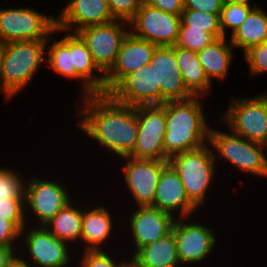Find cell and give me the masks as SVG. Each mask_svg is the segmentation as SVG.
Listing matches in <instances>:
<instances>
[{
  "mask_svg": "<svg viewBox=\"0 0 267 267\" xmlns=\"http://www.w3.org/2000/svg\"><path fill=\"white\" fill-rule=\"evenodd\" d=\"M255 6H257L256 2L254 4L224 3L220 14L222 36L231 37ZM228 31H230V33H228ZM228 34H230V36Z\"/></svg>",
  "mask_w": 267,
  "mask_h": 267,
  "instance_id": "f546056e",
  "label": "cell"
},
{
  "mask_svg": "<svg viewBox=\"0 0 267 267\" xmlns=\"http://www.w3.org/2000/svg\"><path fill=\"white\" fill-rule=\"evenodd\" d=\"M180 27L204 29V32L212 34L215 38L222 37L220 14H210L198 10L183 9L181 13Z\"/></svg>",
  "mask_w": 267,
  "mask_h": 267,
  "instance_id": "f1b7e54d",
  "label": "cell"
},
{
  "mask_svg": "<svg viewBox=\"0 0 267 267\" xmlns=\"http://www.w3.org/2000/svg\"><path fill=\"white\" fill-rule=\"evenodd\" d=\"M142 2V0H107L112 17L128 23L135 17Z\"/></svg>",
  "mask_w": 267,
  "mask_h": 267,
  "instance_id": "d590c367",
  "label": "cell"
},
{
  "mask_svg": "<svg viewBox=\"0 0 267 267\" xmlns=\"http://www.w3.org/2000/svg\"><path fill=\"white\" fill-rule=\"evenodd\" d=\"M180 23V15L166 13L142 2L129 26L135 37L148 40L156 46H175Z\"/></svg>",
  "mask_w": 267,
  "mask_h": 267,
  "instance_id": "5bb4252c",
  "label": "cell"
},
{
  "mask_svg": "<svg viewBox=\"0 0 267 267\" xmlns=\"http://www.w3.org/2000/svg\"><path fill=\"white\" fill-rule=\"evenodd\" d=\"M249 76H259L267 73V42L251 47L243 54Z\"/></svg>",
  "mask_w": 267,
  "mask_h": 267,
  "instance_id": "e575fe53",
  "label": "cell"
},
{
  "mask_svg": "<svg viewBox=\"0 0 267 267\" xmlns=\"http://www.w3.org/2000/svg\"><path fill=\"white\" fill-rule=\"evenodd\" d=\"M138 136L129 157L135 159L169 160L164 152L166 132L165 103L137 106Z\"/></svg>",
  "mask_w": 267,
  "mask_h": 267,
  "instance_id": "4fadbf2b",
  "label": "cell"
},
{
  "mask_svg": "<svg viewBox=\"0 0 267 267\" xmlns=\"http://www.w3.org/2000/svg\"><path fill=\"white\" fill-rule=\"evenodd\" d=\"M4 51H5V43L0 40V71L2 68L3 58H4Z\"/></svg>",
  "mask_w": 267,
  "mask_h": 267,
  "instance_id": "ee69618b",
  "label": "cell"
},
{
  "mask_svg": "<svg viewBox=\"0 0 267 267\" xmlns=\"http://www.w3.org/2000/svg\"><path fill=\"white\" fill-rule=\"evenodd\" d=\"M152 207L168 212L175 218L192 217L200 211L189 200L178 172L170 163L162 169Z\"/></svg>",
  "mask_w": 267,
  "mask_h": 267,
  "instance_id": "d6986e66",
  "label": "cell"
},
{
  "mask_svg": "<svg viewBox=\"0 0 267 267\" xmlns=\"http://www.w3.org/2000/svg\"><path fill=\"white\" fill-rule=\"evenodd\" d=\"M108 94L116 102L132 107L161 105L160 86H156L155 69L151 64L125 76Z\"/></svg>",
  "mask_w": 267,
  "mask_h": 267,
  "instance_id": "2e32d148",
  "label": "cell"
},
{
  "mask_svg": "<svg viewBox=\"0 0 267 267\" xmlns=\"http://www.w3.org/2000/svg\"><path fill=\"white\" fill-rule=\"evenodd\" d=\"M203 97L165 102L166 132L163 146L165 156L198 149L208 143L212 125L205 113L208 108ZM205 105L207 107H205Z\"/></svg>",
  "mask_w": 267,
  "mask_h": 267,
  "instance_id": "7a4b0ae2",
  "label": "cell"
},
{
  "mask_svg": "<svg viewBox=\"0 0 267 267\" xmlns=\"http://www.w3.org/2000/svg\"><path fill=\"white\" fill-rule=\"evenodd\" d=\"M114 20L107 0H68L56 16V27L75 33L85 27Z\"/></svg>",
  "mask_w": 267,
  "mask_h": 267,
  "instance_id": "ffe728a7",
  "label": "cell"
},
{
  "mask_svg": "<svg viewBox=\"0 0 267 267\" xmlns=\"http://www.w3.org/2000/svg\"><path fill=\"white\" fill-rule=\"evenodd\" d=\"M81 99L78 104L75 102L78 109L73 114L78 117L75 122L78 130L92 139L94 145L98 143L111 156L115 154V159L129 156L138 136L137 107L118 103L109 94Z\"/></svg>",
  "mask_w": 267,
  "mask_h": 267,
  "instance_id": "6da1fadb",
  "label": "cell"
},
{
  "mask_svg": "<svg viewBox=\"0 0 267 267\" xmlns=\"http://www.w3.org/2000/svg\"><path fill=\"white\" fill-rule=\"evenodd\" d=\"M0 165V200L8 198H25L24 174L18 168ZM22 176V177H21Z\"/></svg>",
  "mask_w": 267,
  "mask_h": 267,
  "instance_id": "4dcf8cb0",
  "label": "cell"
},
{
  "mask_svg": "<svg viewBox=\"0 0 267 267\" xmlns=\"http://www.w3.org/2000/svg\"><path fill=\"white\" fill-rule=\"evenodd\" d=\"M229 40L234 49H242L243 54L251 47L267 42L266 10L259 4L255 6Z\"/></svg>",
  "mask_w": 267,
  "mask_h": 267,
  "instance_id": "83f0119b",
  "label": "cell"
},
{
  "mask_svg": "<svg viewBox=\"0 0 267 267\" xmlns=\"http://www.w3.org/2000/svg\"><path fill=\"white\" fill-rule=\"evenodd\" d=\"M130 32L129 23L114 19L75 32L86 44L98 68L106 74L116 61L123 39Z\"/></svg>",
  "mask_w": 267,
  "mask_h": 267,
  "instance_id": "7c38bea8",
  "label": "cell"
},
{
  "mask_svg": "<svg viewBox=\"0 0 267 267\" xmlns=\"http://www.w3.org/2000/svg\"><path fill=\"white\" fill-rule=\"evenodd\" d=\"M7 267H34L26 259H24L18 252L9 261Z\"/></svg>",
  "mask_w": 267,
  "mask_h": 267,
  "instance_id": "60d3db41",
  "label": "cell"
},
{
  "mask_svg": "<svg viewBox=\"0 0 267 267\" xmlns=\"http://www.w3.org/2000/svg\"><path fill=\"white\" fill-rule=\"evenodd\" d=\"M18 246H0V267H7L9 261L18 252Z\"/></svg>",
  "mask_w": 267,
  "mask_h": 267,
  "instance_id": "ab89813d",
  "label": "cell"
},
{
  "mask_svg": "<svg viewBox=\"0 0 267 267\" xmlns=\"http://www.w3.org/2000/svg\"><path fill=\"white\" fill-rule=\"evenodd\" d=\"M216 38L204 29H190V27H179L176 46L199 52L208 46Z\"/></svg>",
  "mask_w": 267,
  "mask_h": 267,
  "instance_id": "d6a6232c",
  "label": "cell"
},
{
  "mask_svg": "<svg viewBox=\"0 0 267 267\" xmlns=\"http://www.w3.org/2000/svg\"><path fill=\"white\" fill-rule=\"evenodd\" d=\"M152 7L166 13L180 15L184 9V0H142Z\"/></svg>",
  "mask_w": 267,
  "mask_h": 267,
  "instance_id": "f35d334b",
  "label": "cell"
},
{
  "mask_svg": "<svg viewBox=\"0 0 267 267\" xmlns=\"http://www.w3.org/2000/svg\"><path fill=\"white\" fill-rule=\"evenodd\" d=\"M19 244L18 253L34 267H71L74 263L72 260H75L71 256L74 253L70 249L72 247L59 240L44 226L27 224L21 230Z\"/></svg>",
  "mask_w": 267,
  "mask_h": 267,
  "instance_id": "9c48e42d",
  "label": "cell"
},
{
  "mask_svg": "<svg viewBox=\"0 0 267 267\" xmlns=\"http://www.w3.org/2000/svg\"><path fill=\"white\" fill-rule=\"evenodd\" d=\"M122 163L121 178L124 179L123 188L129 193L131 204L135 207L153 206L156 194V186L162 173V169L169 160L135 159L132 157L119 158ZM124 161V163H123Z\"/></svg>",
  "mask_w": 267,
  "mask_h": 267,
  "instance_id": "8fae6325",
  "label": "cell"
},
{
  "mask_svg": "<svg viewBox=\"0 0 267 267\" xmlns=\"http://www.w3.org/2000/svg\"><path fill=\"white\" fill-rule=\"evenodd\" d=\"M222 129L211 126L209 132L208 143L216 164L220 167L219 162H226L244 174L267 179V146Z\"/></svg>",
  "mask_w": 267,
  "mask_h": 267,
  "instance_id": "277c9868",
  "label": "cell"
},
{
  "mask_svg": "<svg viewBox=\"0 0 267 267\" xmlns=\"http://www.w3.org/2000/svg\"><path fill=\"white\" fill-rule=\"evenodd\" d=\"M72 60L81 91L78 95L105 94V74L95 64L88 47L76 33H72Z\"/></svg>",
  "mask_w": 267,
  "mask_h": 267,
  "instance_id": "7402d4cb",
  "label": "cell"
},
{
  "mask_svg": "<svg viewBox=\"0 0 267 267\" xmlns=\"http://www.w3.org/2000/svg\"><path fill=\"white\" fill-rule=\"evenodd\" d=\"M21 231L9 220L0 219V246H19Z\"/></svg>",
  "mask_w": 267,
  "mask_h": 267,
  "instance_id": "8d00e7d4",
  "label": "cell"
},
{
  "mask_svg": "<svg viewBox=\"0 0 267 267\" xmlns=\"http://www.w3.org/2000/svg\"><path fill=\"white\" fill-rule=\"evenodd\" d=\"M80 258L78 259L77 267H120L126 258H121L115 254V248L109 249H98V250H82L78 252ZM82 253V254H81ZM118 258H116L115 256ZM116 258V259H115Z\"/></svg>",
  "mask_w": 267,
  "mask_h": 267,
  "instance_id": "1f68e13d",
  "label": "cell"
},
{
  "mask_svg": "<svg viewBox=\"0 0 267 267\" xmlns=\"http://www.w3.org/2000/svg\"><path fill=\"white\" fill-rule=\"evenodd\" d=\"M30 175L25 180L26 222L33 226H44L68 202L75 198L70 194L68 186L63 185L64 181L59 182L60 179L55 176L44 179V176L41 178L39 174Z\"/></svg>",
  "mask_w": 267,
  "mask_h": 267,
  "instance_id": "52a82bcc",
  "label": "cell"
},
{
  "mask_svg": "<svg viewBox=\"0 0 267 267\" xmlns=\"http://www.w3.org/2000/svg\"><path fill=\"white\" fill-rule=\"evenodd\" d=\"M32 6L0 7V40L10 43L47 40L56 28L55 14L45 13Z\"/></svg>",
  "mask_w": 267,
  "mask_h": 267,
  "instance_id": "ba28073f",
  "label": "cell"
},
{
  "mask_svg": "<svg viewBox=\"0 0 267 267\" xmlns=\"http://www.w3.org/2000/svg\"><path fill=\"white\" fill-rule=\"evenodd\" d=\"M120 267H141L132 257H128Z\"/></svg>",
  "mask_w": 267,
  "mask_h": 267,
  "instance_id": "b9f144b4",
  "label": "cell"
},
{
  "mask_svg": "<svg viewBox=\"0 0 267 267\" xmlns=\"http://www.w3.org/2000/svg\"><path fill=\"white\" fill-rule=\"evenodd\" d=\"M193 217L197 216L176 218L172 226L181 267L197 264L199 267L200 263H203L205 259L207 261L212 253H215V246L219 239L214 226L202 224L196 219L194 221Z\"/></svg>",
  "mask_w": 267,
  "mask_h": 267,
  "instance_id": "30bf717a",
  "label": "cell"
},
{
  "mask_svg": "<svg viewBox=\"0 0 267 267\" xmlns=\"http://www.w3.org/2000/svg\"><path fill=\"white\" fill-rule=\"evenodd\" d=\"M227 4H251L253 0H223Z\"/></svg>",
  "mask_w": 267,
  "mask_h": 267,
  "instance_id": "7bdbcfd3",
  "label": "cell"
},
{
  "mask_svg": "<svg viewBox=\"0 0 267 267\" xmlns=\"http://www.w3.org/2000/svg\"><path fill=\"white\" fill-rule=\"evenodd\" d=\"M71 200L68 202L52 219H50L44 227L59 240L66 242L73 248L76 244H81V231L83 208L86 206L83 203L81 208ZM73 244V245H72Z\"/></svg>",
  "mask_w": 267,
  "mask_h": 267,
  "instance_id": "cb8c5ba5",
  "label": "cell"
},
{
  "mask_svg": "<svg viewBox=\"0 0 267 267\" xmlns=\"http://www.w3.org/2000/svg\"><path fill=\"white\" fill-rule=\"evenodd\" d=\"M230 97L220 122L245 139L267 146V92L252 97Z\"/></svg>",
  "mask_w": 267,
  "mask_h": 267,
  "instance_id": "8992f818",
  "label": "cell"
},
{
  "mask_svg": "<svg viewBox=\"0 0 267 267\" xmlns=\"http://www.w3.org/2000/svg\"><path fill=\"white\" fill-rule=\"evenodd\" d=\"M46 43L47 40H29L5 44L0 71V95L4 103L30 88L36 74L46 65Z\"/></svg>",
  "mask_w": 267,
  "mask_h": 267,
  "instance_id": "3957f363",
  "label": "cell"
},
{
  "mask_svg": "<svg viewBox=\"0 0 267 267\" xmlns=\"http://www.w3.org/2000/svg\"><path fill=\"white\" fill-rule=\"evenodd\" d=\"M0 219L11 221L21 231L27 225L25 218V198L0 200Z\"/></svg>",
  "mask_w": 267,
  "mask_h": 267,
  "instance_id": "836d02e7",
  "label": "cell"
},
{
  "mask_svg": "<svg viewBox=\"0 0 267 267\" xmlns=\"http://www.w3.org/2000/svg\"><path fill=\"white\" fill-rule=\"evenodd\" d=\"M59 33H62L64 37L60 39L52 38ZM45 61H47L45 62L47 64L45 68L49 66L56 75L69 81L76 80V69L72 60V33L57 27L54 29V32L47 38Z\"/></svg>",
  "mask_w": 267,
  "mask_h": 267,
  "instance_id": "d4e9b609",
  "label": "cell"
},
{
  "mask_svg": "<svg viewBox=\"0 0 267 267\" xmlns=\"http://www.w3.org/2000/svg\"><path fill=\"white\" fill-rule=\"evenodd\" d=\"M157 47L154 43L135 37L129 32L122 41L115 63L105 74V94H108L125 76L150 64Z\"/></svg>",
  "mask_w": 267,
  "mask_h": 267,
  "instance_id": "e0dca14e",
  "label": "cell"
},
{
  "mask_svg": "<svg viewBox=\"0 0 267 267\" xmlns=\"http://www.w3.org/2000/svg\"><path fill=\"white\" fill-rule=\"evenodd\" d=\"M90 206H92V203L83 209L80 246H84L83 250L108 249L109 246V249H113L109 242L110 239L111 242L113 241L112 235L116 233L113 231L118 229L113 224L114 222L116 223V217L114 219L115 214H113L112 210L108 209L110 207H106L105 203L103 205L94 204L93 207Z\"/></svg>",
  "mask_w": 267,
  "mask_h": 267,
  "instance_id": "44dd1931",
  "label": "cell"
},
{
  "mask_svg": "<svg viewBox=\"0 0 267 267\" xmlns=\"http://www.w3.org/2000/svg\"><path fill=\"white\" fill-rule=\"evenodd\" d=\"M150 64L155 69L156 86H160L161 104L194 97L184 84L176 58L175 46H158Z\"/></svg>",
  "mask_w": 267,
  "mask_h": 267,
  "instance_id": "ac0fdd59",
  "label": "cell"
},
{
  "mask_svg": "<svg viewBox=\"0 0 267 267\" xmlns=\"http://www.w3.org/2000/svg\"><path fill=\"white\" fill-rule=\"evenodd\" d=\"M175 53L180 73L186 89L194 97H203L212 93L213 85L209 82L197 52L175 45Z\"/></svg>",
  "mask_w": 267,
  "mask_h": 267,
  "instance_id": "484cf974",
  "label": "cell"
},
{
  "mask_svg": "<svg viewBox=\"0 0 267 267\" xmlns=\"http://www.w3.org/2000/svg\"><path fill=\"white\" fill-rule=\"evenodd\" d=\"M223 0H184V9L198 10L210 14H221Z\"/></svg>",
  "mask_w": 267,
  "mask_h": 267,
  "instance_id": "74e56055",
  "label": "cell"
},
{
  "mask_svg": "<svg viewBox=\"0 0 267 267\" xmlns=\"http://www.w3.org/2000/svg\"><path fill=\"white\" fill-rule=\"evenodd\" d=\"M131 257L141 267L181 266L173 231L163 238L139 248Z\"/></svg>",
  "mask_w": 267,
  "mask_h": 267,
  "instance_id": "4316f807",
  "label": "cell"
},
{
  "mask_svg": "<svg viewBox=\"0 0 267 267\" xmlns=\"http://www.w3.org/2000/svg\"><path fill=\"white\" fill-rule=\"evenodd\" d=\"M132 210V211H131ZM125 220L129 228V242L132 244L128 257H131L139 248L163 238L172 231L175 217L165 211L152 206L133 207ZM129 229V230H128ZM133 248V249H132ZM132 252V253H131Z\"/></svg>",
  "mask_w": 267,
  "mask_h": 267,
  "instance_id": "9a60e30c",
  "label": "cell"
},
{
  "mask_svg": "<svg viewBox=\"0 0 267 267\" xmlns=\"http://www.w3.org/2000/svg\"><path fill=\"white\" fill-rule=\"evenodd\" d=\"M234 47L227 37H219L208 46L197 52L198 59L204 68L209 82L214 85L215 79L223 82L230 74L233 60L235 59Z\"/></svg>",
  "mask_w": 267,
  "mask_h": 267,
  "instance_id": "603a6c76",
  "label": "cell"
},
{
  "mask_svg": "<svg viewBox=\"0 0 267 267\" xmlns=\"http://www.w3.org/2000/svg\"><path fill=\"white\" fill-rule=\"evenodd\" d=\"M169 163L178 172L189 200L198 208H203L211 195L210 189L217 179L216 161L209 143L204 146L176 154ZM210 191V192H209Z\"/></svg>",
  "mask_w": 267,
  "mask_h": 267,
  "instance_id": "5b68a950",
  "label": "cell"
}]
</instances>
